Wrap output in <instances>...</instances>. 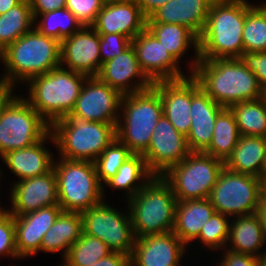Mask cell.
I'll return each instance as SVG.
<instances>
[{"label": "cell", "mask_w": 266, "mask_h": 266, "mask_svg": "<svg viewBox=\"0 0 266 266\" xmlns=\"http://www.w3.org/2000/svg\"><path fill=\"white\" fill-rule=\"evenodd\" d=\"M7 70L0 78L4 90H13L15 82L28 81L61 64V42L42 35L36 28L19 37L0 53Z\"/></svg>", "instance_id": "obj_1"}, {"label": "cell", "mask_w": 266, "mask_h": 266, "mask_svg": "<svg viewBox=\"0 0 266 266\" xmlns=\"http://www.w3.org/2000/svg\"><path fill=\"white\" fill-rule=\"evenodd\" d=\"M192 75L219 105H231L261 96V86L240 58L199 60Z\"/></svg>", "instance_id": "obj_2"}, {"label": "cell", "mask_w": 266, "mask_h": 266, "mask_svg": "<svg viewBox=\"0 0 266 266\" xmlns=\"http://www.w3.org/2000/svg\"><path fill=\"white\" fill-rule=\"evenodd\" d=\"M246 0H214L199 37V60L240 58Z\"/></svg>", "instance_id": "obj_3"}, {"label": "cell", "mask_w": 266, "mask_h": 266, "mask_svg": "<svg viewBox=\"0 0 266 266\" xmlns=\"http://www.w3.org/2000/svg\"><path fill=\"white\" fill-rule=\"evenodd\" d=\"M87 77L59 66L27 81L26 100L51 125L71 113Z\"/></svg>", "instance_id": "obj_4"}, {"label": "cell", "mask_w": 266, "mask_h": 266, "mask_svg": "<svg viewBox=\"0 0 266 266\" xmlns=\"http://www.w3.org/2000/svg\"><path fill=\"white\" fill-rule=\"evenodd\" d=\"M116 124L64 117L50 125L60 158L94 162L116 138Z\"/></svg>", "instance_id": "obj_5"}, {"label": "cell", "mask_w": 266, "mask_h": 266, "mask_svg": "<svg viewBox=\"0 0 266 266\" xmlns=\"http://www.w3.org/2000/svg\"><path fill=\"white\" fill-rule=\"evenodd\" d=\"M127 203L135 238L173 231L177 200L161 176H154Z\"/></svg>", "instance_id": "obj_6"}, {"label": "cell", "mask_w": 266, "mask_h": 266, "mask_svg": "<svg viewBox=\"0 0 266 266\" xmlns=\"http://www.w3.org/2000/svg\"><path fill=\"white\" fill-rule=\"evenodd\" d=\"M120 109L117 139L133 154L143 155L149 147L157 122L163 116L160 93L152 85L145 90L123 95Z\"/></svg>", "instance_id": "obj_7"}, {"label": "cell", "mask_w": 266, "mask_h": 266, "mask_svg": "<svg viewBox=\"0 0 266 266\" xmlns=\"http://www.w3.org/2000/svg\"><path fill=\"white\" fill-rule=\"evenodd\" d=\"M50 132V124L26 99L12 90L0 95V158L7 152L33 145Z\"/></svg>", "instance_id": "obj_8"}, {"label": "cell", "mask_w": 266, "mask_h": 266, "mask_svg": "<svg viewBox=\"0 0 266 266\" xmlns=\"http://www.w3.org/2000/svg\"><path fill=\"white\" fill-rule=\"evenodd\" d=\"M57 178L58 205L63 211L82 212L103 201L94 162L61 158L54 161Z\"/></svg>", "instance_id": "obj_9"}, {"label": "cell", "mask_w": 266, "mask_h": 266, "mask_svg": "<svg viewBox=\"0 0 266 266\" xmlns=\"http://www.w3.org/2000/svg\"><path fill=\"white\" fill-rule=\"evenodd\" d=\"M224 161L205 152H190L161 177L171 186L177 201L209 198Z\"/></svg>", "instance_id": "obj_10"}, {"label": "cell", "mask_w": 266, "mask_h": 266, "mask_svg": "<svg viewBox=\"0 0 266 266\" xmlns=\"http://www.w3.org/2000/svg\"><path fill=\"white\" fill-rule=\"evenodd\" d=\"M262 196V181L252 175L223 168L209 200L216 212L235 217L256 213Z\"/></svg>", "instance_id": "obj_11"}, {"label": "cell", "mask_w": 266, "mask_h": 266, "mask_svg": "<svg viewBox=\"0 0 266 266\" xmlns=\"http://www.w3.org/2000/svg\"><path fill=\"white\" fill-rule=\"evenodd\" d=\"M128 215L117 211L102 201L95 207L80 212L83 233L102 240L112 252L131 255L135 235Z\"/></svg>", "instance_id": "obj_12"}, {"label": "cell", "mask_w": 266, "mask_h": 266, "mask_svg": "<svg viewBox=\"0 0 266 266\" xmlns=\"http://www.w3.org/2000/svg\"><path fill=\"white\" fill-rule=\"evenodd\" d=\"M123 95L97 76L87 77L75 106L67 117H78L92 122L118 124Z\"/></svg>", "instance_id": "obj_13"}, {"label": "cell", "mask_w": 266, "mask_h": 266, "mask_svg": "<svg viewBox=\"0 0 266 266\" xmlns=\"http://www.w3.org/2000/svg\"><path fill=\"white\" fill-rule=\"evenodd\" d=\"M189 153L186 136L178 132L163 115L154 128L149 147L143 156L149 170L155 176H161L171 166L182 162Z\"/></svg>", "instance_id": "obj_14"}, {"label": "cell", "mask_w": 266, "mask_h": 266, "mask_svg": "<svg viewBox=\"0 0 266 266\" xmlns=\"http://www.w3.org/2000/svg\"><path fill=\"white\" fill-rule=\"evenodd\" d=\"M131 44L139 66L152 82L185 78L178 62L147 29L137 35Z\"/></svg>", "instance_id": "obj_15"}, {"label": "cell", "mask_w": 266, "mask_h": 266, "mask_svg": "<svg viewBox=\"0 0 266 266\" xmlns=\"http://www.w3.org/2000/svg\"><path fill=\"white\" fill-rule=\"evenodd\" d=\"M100 36L91 27L80 31L61 42V64L68 70L90 76H97L101 69Z\"/></svg>", "instance_id": "obj_16"}, {"label": "cell", "mask_w": 266, "mask_h": 266, "mask_svg": "<svg viewBox=\"0 0 266 266\" xmlns=\"http://www.w3.org/2000/svg\"><path fill=\"white\" fill-rule=\"evenodd\" d=\"M223 109L191 75V126L186 136L190 152H204L209 147L216 117Z\"/></svg>", "instance_id": "obj_17"}, {"label": "cell", "mask_w": 266, "mask_h": 266, "mask_svg": "<svg viewBox=\"0 0 266 266\" xmlns=\"http://www.w3.org/2000/svg\"><path fill=\"white\" fill-rule=\"evenodd\" d=\"M13 216H20L42 207L58 205L57 178L54 169L48 173L20 180L11 190Z\"/></svg>", "instance_id": "obj_18"}, {"label": "cell", "mask_w": 266, "mask_h": 266, "mask_svg": "<svg viewBox=\"0 0 266 266\" xmlns=\"http://www.w3.org/2000/svg\"><path fill=\"white\" fill-rule=\"evenodd\" d=\"M185 248L173 231L136 238L130 266H178Z\"/></svg>", "instance_id": "obj_19"}, {"label": "cell", "mask_w": 266, "mask_h": 266, "mask_svg": "<svg viewBox=\"0 0 266 266\" xmlns=\"http://www.w3.org/2000/svg\"><path fill=\"white\" fill-rule=\"evenodd\" d=\"M147 18L134 1L106 0L91 26L98 34H122L133 40L146 29Z\"/></svg>", "instance_id": "obj_20"}, {"label": "cell", "mask_w": 266, "mask_h": 266, "mask_svg": "<svg viewBox=\"0 0 266 266\" xmlns=\"http://www.w3.org/2000/svg\"><path fill=\"white\" fill-rule=\"evenodd\" d=\"M62 211L59 205H51L14 216L16 250L19 258H27L40 252L44 234Z\"/></svg>", "instance_id": "obj_21"}, {"label": "cell", "mask_w": 266, "mask_h": 266, "mask_svg": "<svg viewBox=\"0 0 266 266\" xmlns=\"http://www.w3.org/2000/svg\"><path fill=\"white\" fill-rule=\"evenodd\" d=\"M97 77L122 95L133 94L153 85L141 70L132 44L117 57L103 63ZM133 78L138 80L136 85H130Z\"/></svg>", "instance_id": "obj_22"}, {"label": "cell", "mask_w": 266, "mask_h": 266, "mask_svg": "<svg viewBox=\"0 0 266 266\" xmlns=\"http://www.w3.org/2000/svg\"><path fill=\"white\" fill-rule=\"evenodd\" d=\"M153 86L160 93L163 115L178 132L187 136L191 126V76L158 81Z\"/></svg>", "instance_id": "obj_23"}, {"label": "cell", "mask_w": 266, "mask_h": 266, "mask_svg": "<svg viewBox=\"0 0 266 266\" xmlns=\"http://www.w3.org/2000/svg\"><path fill=\"white\" fill-rule=\"evenodd\" d=\"M214 0H169L157 9L146 23L180 24L198 37L204 32L208 13Z\"/></svg>", "instance_id": "obj_24"}, {"label": "cell", "mask_w": 266, "mask_h": 266, "mask_svg": "<svg viewBox=\"0 0 266 266\" xmlns=\"http://www.w3.org/2000/svg\"><path fill=\"white\" fill-rule=\"evenodd\" d=\"M48 138L51 132L31 146L7 152L1 159L20 180L48 173L54 164L52 153L44 146Z\"/></svg>", "instance_id": "obj_25"}, {"label": "cell", "mask_w": 266, "mask_h": 266, "mask_svg": "<svg viewBox=\"0 0 266 266\" xmlns=\"http://www.w3.org/2000/svg\"><path fill=\"white\" fill-rule=\"evenodd\" d=\"M209 198L177 201L174 217V234L185 244L199 236L202 227L215 213Z\"/></svg>", "instance_id": "obj_26"}, {"label": "cell", "mask_w": 266, "mask_h": 266, "mask_svg": "<svg viewBox=\"0 0 266 266\" xmlns=\"http://www.w3.org/2000/svg\"><path fill=\"white\" fill-rule=\"evenodd\" d=\"M231 221L227 241H230L229 247H232L229 250L257 258L266 256V251L263 254L257 252L266 243L264 230L257 214L235 216Z\"/></svg>", "instance_id": "obj_27"}, {"label": "cell", "mask_w": 266, "mask_h": 266, "mask_svg": "<svg viewBox=\"0 0 266 266\" xmlns=\"http://www.w3.org/2000/svg\"><path fill=\"white\" fill-rule=\"evenodd\" d=\"M146 29L161 42L163 47L179 63L184 53L192 45L195 59L192 60L191 74L199 61V37L188 27L180 24L146 23Z\"/></svg>", "instance_id": "obj_28"}, {"label": "cell", "mask_w": 266, "mask_h": 266, "mask_svg": "<svg viewBox=\"0 0 266 266\" xmlns=\"http://www.w3.org/2000/svg\"><path fill=\"white\" fill-rule=\"evenodd\" d=\"M265 154V137L241 135L237 145L224 161V167L236 173L259 178Z\"/></svg>", "instance_id": "obj_29"}, {"label": "cell", "mask_w": 266, "mask_h": 266, "mask_svg": "<svg viewBox=\"0 0 266 266\" xmlns=\"http://www.w3.org/2000/svg\"><path fill=\"white\" fill-rule=\"evenodd\" d=\"M83 226L80 212L62 211L51 228L44 234L40 251L54 253L64 251L67 256L70 246L82 236Z\"/></svg>", "instance_id": "obj_30"}, {"label": "cell", "mask_w": 266, "mask_h": 266, "mask_svg": "<svg viewBox=\"0 0 266 266\" xmlns=\"http://www.w3.org/2000/svg\"><path fill=\"white\" fill-rule=\"evenodd\" d=\"M154 176L155 175L149 170L144 156L141 154H133L105 184L115 190L124 189L127 191L129 200ZM136 181H141V183L136 185Z\"/></svg>", "instance_id": "obj_31"}, {"label": "cell", "mask_w": 266, "mask_h": 266, "mask_svg": "<svg viewBox=\"0 0 266 266\" xmlns=\"http://www.w3.org/2000/svg\"><path fill=\"white\" fill-rule=\"evenodd\" d=\"M35 20L29 0H22L18 5L0 15V53L19 37L31 31Z\"/></svg>", "instance_id": "obj_32"}, {"label": "cell", "mask_w": 266, "mask_h": 266, "mask_svg": "<svg viewBox=\"0 0 266 266\" xmlns=\"http://www.w3.org/2000/svg\"><path fill=\"white\" fill-rule=\"evenodd\" d=\"M240 137L234 114L229 108H224L216 117L212 141L204 152L225 161Z\"/></svg>", "instance_id": "obj_33"}, {"label": "cell", "mask_w": 266, "mask_h": 266, "mask_svg": "<svg viewBox=\"0 0 266 266\" xmlns=\"http://www.w3.org/2000/svg\"><path fill=\"white\" fill-rule=\"evenodd\" d=\"M229 109L241 135L266 138V107L260 98L233 104Z\"/></svg>", "instance_id": "obj_34"}, {"label": "cell", "mask_w": 266, "mask_h": 266, "mask_svg": "<svg viewBox=\"0 0 266 266\" xmlns=\"http://www.w3.org/2000/svg\"><path fill=\"white\" fill-rule=\"evenodd\" d=\"M242 38L243 52L266 51V3L256 6L246 1Z\"/></svg>", "instance_id": "obj_35"}, {"label": "cell", "mask_w": 266, "mask_h": 266, "mask_svg": "<svg viewBox=\"0 0 266 266\" xmlns=\"http://www.w3.org/2000/svg\"><path fill=\"white\" fill-rule=\"evenodd\" d=\"M41 17L35 28L42 35L55 38L60 42L84 27L66 7L40 14L37 19Z\"/></svg>", "instance_id": "obj_36"}, {"label": "cell", "mask_w": 266, "mask_h": 266, "mask_svg": "<svg viewBox=\"0 0 266 266\" xmlns=\"http://www.w3.org/2000/svg\"><path fill=\"white\" fill-rule=\"evenodd\" d=\"M111 252L99 238L82 233L79 240L70 246L64 264L61 266H89Z\"/></svg>", "instance_id": "obj_37"}, {"label": "cell", "mask_w": 266, "mask_h": 266, "mask_svg": "<svg viewBox=\"0 0 266 266\" xmlns=\"http://www.w3.org/2000/svg\"><path fill=\"white\" fill-rule=\"evenodd\" d=\"M132 155L133 153L131 150L126 145L122 144L117 138L106 147L102 154L94 161L100 184L104 186L102 181L103 183H106L111 179L122 164Z\"/></svg>", "instance_id": "obj_38"}, {"label": "cell", "mask_w": 266, "mask_h": 266, "mask_svg": "<svg viewBox=\"0 0 266 266\" xmlns=\"http://www.w3.org/2000/svg\"><path fill=\"white\" fill-rule=\"evenodd\" d=\"M228 217L227 215L215 212L202 227L196 239L202 241L206 247L213 250L226 248L230 228Z\"/></svg>", "instance_id": "obj_39"}, {"label": "cell", "mask_w": 266, "mask_h": 266, "mask_svg": "<svg viewBox=\"0 0 266 266\" xmlns=\"http://www.w3.org/2000/svg\"><path fill=\"white\" fill-rule=\"evenodd\" d=\"M106 0H66V8L83 26H92Z\"/></svg>", "instance_id": "obj_40"}, {"label": "cell", "mask_w": 266, "mask_h": 266, "mask_svg": "<svg viewBox=\"0 0 266 266\" xmlns=\"http://www.w3.org/2000/svg\"><path fill=\"white\" fill-rule=\"evenodd\" d=\"M18 259L16 250L14 216L8 211L0 215V256Z\"/></svg>", "instance_id": "obj_41"}, {"label": "cell", "mask_w": 266, "mask_h": 266, "mask_svg": "<svg viewBox=\"0 0 266 266\" xmlns=\"http://www.w3.org/2000/svg\"><path fill=\"white\" fill-rule=\"evenodd\" d=\"M101 66L120 55L131 45V39L122 34H99Z\"/></svg>", "instance_id": "obj_42"}, {"label": "cell", "mask_w": 266, "mask_h": 266, "mask_svg": "<svg viewBox=\"0 0 266 266\" xmlns=\"http://www.w3.org/2000/svg\"><path fill=\"white\" fill-rule=\"evenodd\" d=\"M240 60L254 73L260 86L266 85V51L243 52Z\"/></svg>", "instance_id": "obj_43"}, {"label": "cell", "mask_w": 266, "mask_h": 266, "mask_svg": "<svg viewBox=\"0 0 266 266\" xmlns=\"http://www.w3.org/2000/svg\"><path fill=\"white\" fill-rule=\"evenodd\" d=\"M223 261L218 266H259L260 258L243 253H237L226 247Z\"/></svg>", "instance_id": "obj_44"}, {"label": "cell", "mask_w": 266, "mask_h": 266, "mask_svg": "<svg viewBox=\"0 0 266 266\" xmlns=\"http://www.w3.org/2000/svg\"><path fill=\"white\" fill-rule=\"evenodd\" d=\"M29 2L35 22L40 14L62 9L66 6V0H29Z\"/></svg>", "instance_id": "obj_45"}, {"label": "cell", "mask_w": 266, "mask_h": 266, "mask_svg": "<svg viewBox=\"0 0 266 266\" xmlns=\"http://www.w3.org/2000/svg\"><path fill=\"white\" fill-rule=\"evenodd\" d=\"M89 266H130V256L120 252H111Z\"/></svg>", "instance_id": "obj_46"}, {"label": "cell", "mask_w": 266, "mask_h": 266, "mask_svg": "<svg viewBox=\"0 0 266 266\" xmlns=\"http://www.w3.org/2000/svg\"><path fill=\"white\" fill-rule=\"evenodd\" d=\"M169 0H134L139 7L143 15L148 19L157 9L163 6Z\"/></svg>", "instance_id": "obj_47"}, {"label": "cell", "mask_w": 266, "mask_h": 266, "mask_svg": "<svg viewBox=\"0 0 266 266\" xmlns=\"http://www.w3.org/2000/svg\"><path fill=\"white\" fill-rule=\"evenodd\" d=\"M256 214L259 217V221H260L262 228L264 230V235H265V239H266V199L263 196H261V198L259 200Z\"/></svg>", "instance_id": "obj_48"}, {"label": "cell", "mask_w": 266, "mask_h": 266, "mask_svg": "<svg viewBox=\"0 0 266 266\" xmlns=\"http://www.w3.org/2000/svg\"><path fill=\"white\" fill-rule=\"evenodd\" d=\"M22 0H0V15L18 5Z\"/></svg>", "instance_id": "obj_49"}, {"label": "cell", "mask_w": 266, "mask_h": 266, "mask_svg": "<svg viewBox=\"0 0 266 266\" xmlns=\"http://www.w3.org/2000/svg\"><path fill=\"white\" fill-rule=\"evenodd\" d=\"M259 178L262 181V183L266 182V154H265V157H264V162H263V166H262Z\"/></svg>", "instance_id": "obj_50"}, {"label": "cell", "mask_w": 266, "mask_h": 266, "mask_svg": "<svg viewBox=\"0 0 266 266\" xmlns=\"http://www.w3.org/2000/svg\"><path fill=\"white\" fill-rule=\"evenodd\" d=\"M260 99H261L263 105L266 107V85L261 86Z\"/></svg>", "instance_id": "obj_51"}, {"label": "cell", "mask_w": 266, "mask_h": 266, "mask_svg": "<svg viewBox=\"0 0 266 266\" xmlns=\"http://www.w3.org/2000/svg\"><path fill=\"white\" fill-rule=\"evenodd\" d=\"M262 196L266 199V182L262 183Z\"/></svg>", "instance_id": "obj_52"}, {"label": "cell", "mask_w": 266, "mask_h": 266, "mask_svg": "<svg viewBox=\"0 0 266 266\" xmlns=\"http://www.w3.org/2000/svg\"><path fill=\"white\" fill-rule=\"evenodd\" d=\"M259 266H266V256L260 258Z\"/></svg>", "instance_id": "obj_53"}, {"label": "cell", "mask_w": 266, "mask_h": 266, "mask_svg": "<svg viewBox=\"0 0 266 266\" xmlns=\"http://www.w3.org/2000/svg\"><path fill=\"white\" fill-rule=\"evenodd\" d=\"M0 176H1V172H0ZM6 211H7V210H4V208L2 209V208L0 207V215H1V214H4Z\"/></svg>", "instance_id": "obj_54"}, {"label": "cell", "mask_w": 266, "mask_h": 266, "mask_svg": "<svg viewBox=\"0 0 266 266\" xmlns=\"http://www.w3.org/2000/svg\"><path fill=\"white\" fill-rule=\"evenodd\" d=\"M5 90L3 89V87L1 86V83H0V95L4 92Z\"/></svg>", "instance_id": "obj_55"}, {"label": "cell", "mask_w": 266, "mask_h": 266, "mask_svg": "<svg viewBox=\"0 0 266 266\" xmlns=\"http://www.w3.org/2000/svg\"><path fill=\"white\" fill-rule=\"evenodd\" d=\"M109 1H134V0H109Z\"/></svg>", "instance_id": "obj_56"}]
</instances>
